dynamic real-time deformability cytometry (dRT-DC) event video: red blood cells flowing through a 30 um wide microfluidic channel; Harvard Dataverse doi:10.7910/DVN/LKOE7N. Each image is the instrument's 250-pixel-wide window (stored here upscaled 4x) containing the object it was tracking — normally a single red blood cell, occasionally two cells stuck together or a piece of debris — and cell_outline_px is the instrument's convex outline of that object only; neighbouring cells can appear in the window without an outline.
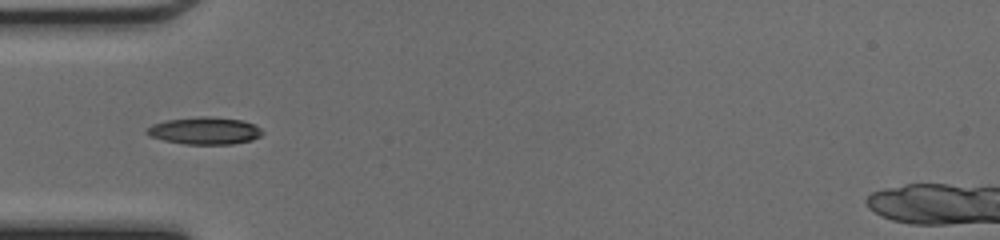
{"species": "common noctule bat (a hibernating species)", "species_latin": "Nyctalus noctula", "temperature_condition": "cold", "stored_images_in_passage": 8, "camera_frame_rate_fps": 3000, "um_per_image_px": 0.085, "animal": {"sex": "female", "body_mass_g": 17.0, "forearm_length_mm": 48.0}, "frame": {"image": 1, "passage_image": 3, "time_ms": 0.667, "image_size_px": [1000, 240], "cell_outline_px": [[264, 132], [260, 136], [252, 140], [232, 144], [184, 144], [164, 140], [152, 136], [144, 132], [152, 124], [168, 120], [196, 116], [212, 116], [244, 120], [260, 128]], "centroid_in_image_um": [17.42, 11.1], "position_along_channel_um": 67.6, "area_um2": 18.38}}
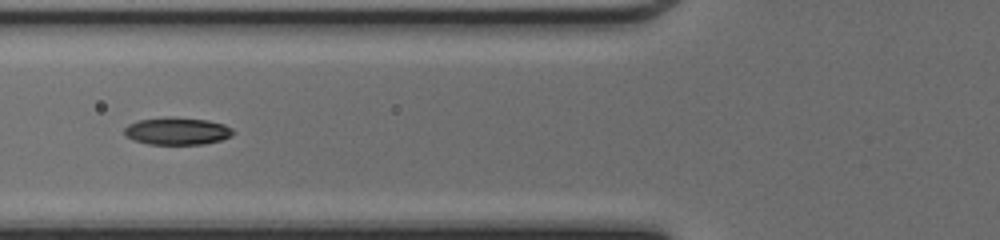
{"frame": {"image": 2, "passage_image": 6, "time_ms": 1.667, "image_size_px": [1000, 240], "cell_outline_px": [[236, 132], [232, 136], [220, 140], [204, 144], [148, 144], [132, 140], [124, 136], [124, 128], [128, 124], [140, 120], [168, 116], [172, 116], [208, 120], [224, 124], [232, 128]], "centroid_in_image_um": [15.05, 11.13], "position_along_channel_um": 110.7, "area_um2": 17.63}}